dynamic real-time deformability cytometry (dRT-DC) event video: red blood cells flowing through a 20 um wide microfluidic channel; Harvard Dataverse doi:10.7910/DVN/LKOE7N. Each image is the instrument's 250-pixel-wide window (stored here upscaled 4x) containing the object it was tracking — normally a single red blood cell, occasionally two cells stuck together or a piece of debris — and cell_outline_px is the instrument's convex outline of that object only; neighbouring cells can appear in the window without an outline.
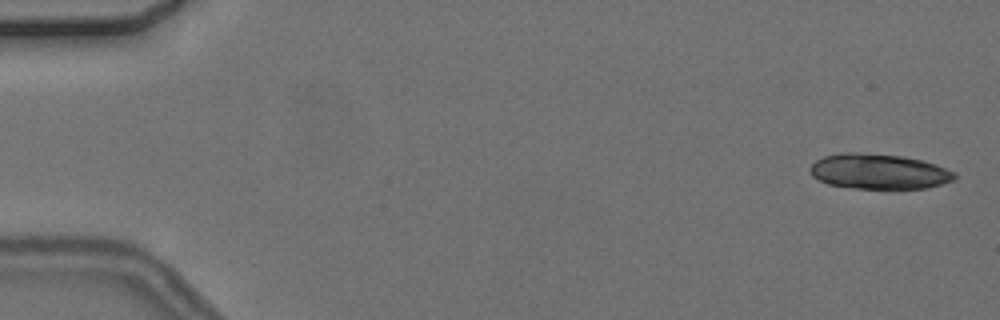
{"species": "common noctule bat (a hibernating species)", "species_latin": "Nyctalus noctula", "temperature_condition": "cold", "stored_images_in_passage": 7, "camera_frame_rate_fps": 3000, "um_per_image_px": 0.085, "animal": {"sex": "female", "body_mass_g": 24.6, "forearm_length_mm": 56.2}, "frame": {"image": 1, "passage_image": 1, "time_ms": 0.0, "image_size_px": [1000, 320], "cell_outline_px": [[956, 176], [952, 180], [940, 184], [924, 188], [852, 188], [828, 184], [812, 176], [808, 168], [816, 160], [824, 156], [840, 152], [852, 152], [904, 156], [936, 164], [956, 172]], "centroid_in_image_um": [74.67, 14.56], "position_along_channel_um": 10.3, "area_um2": 29.54}}
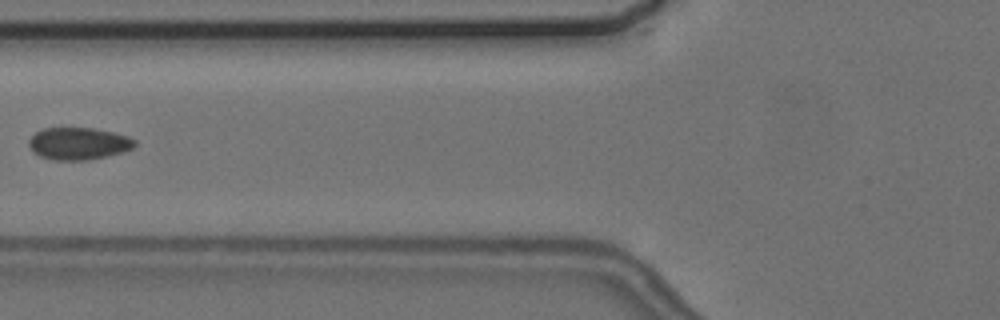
{"frame": {"image": 2, "passage_image": 6, "time_ms": 7.0, "image_size_px": [1000, 320], "cell_outline_px": [[136, 144], [132, 148], [124, 152], [108, 156], [88, 160], [52, 160], [40, 156], [32, 152], [28, 144], [28, 140], [36, 132], [44, 128], [92, 128], [112, 132], [128, 136], [136, 140]], "centroid_in_image_um": [6.67, 12.21], "position_along_channel_um": 119.1, "area_um2": 20.0}}
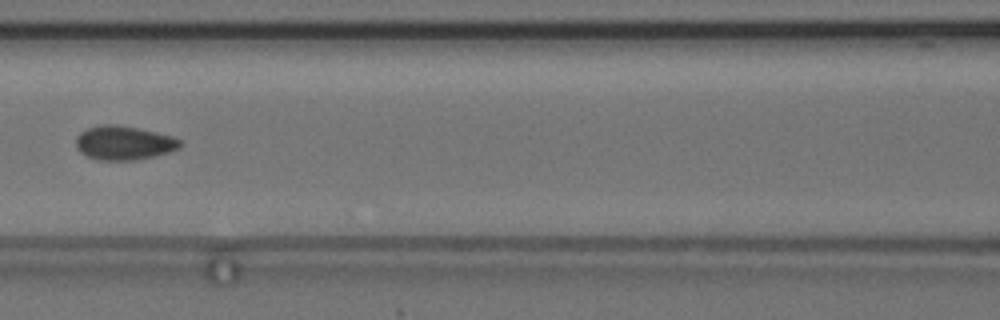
{"frame": {"image": 3, "passage_image": 7, "time_ms": 8.0, "image_size_px": [1000, 320], "cell_outline_px": [[184, 144], [180, 148], [168, 152], [152, 156], [132, 160], [96, 160], [80, 152], [76, 148], [76, 136], [80, 132], [88, 128], [100, 124], [116, 124], [140, 128], [172, 136], [180, 140]], "centroid_in_image_um": [10.52, 12.13], "position_along_channel_um": 156.1, "area_um2": 20.75}}